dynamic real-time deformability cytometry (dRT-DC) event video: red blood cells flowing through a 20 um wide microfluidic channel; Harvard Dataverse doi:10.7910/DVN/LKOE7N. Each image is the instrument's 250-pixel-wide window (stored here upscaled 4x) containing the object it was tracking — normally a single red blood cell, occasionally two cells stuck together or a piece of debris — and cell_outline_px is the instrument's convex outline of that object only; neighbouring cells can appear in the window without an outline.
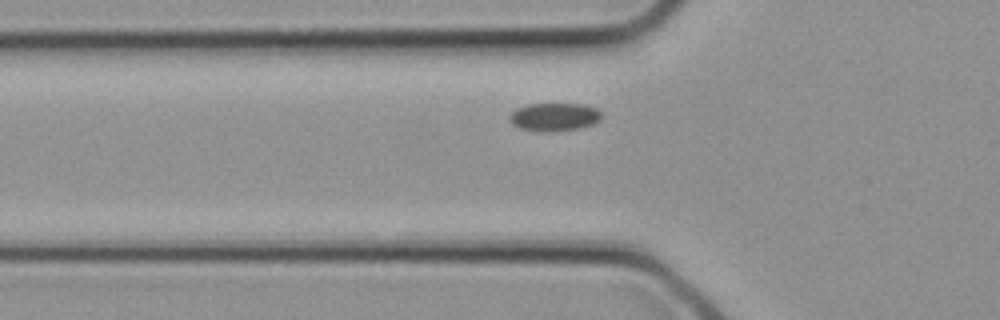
{"species": "common noctule bat (a hibernating species)", "species_latin": "Nyctalus noctula", "temperature_condition": "cold", "stored_images_in_passage": 3, "camera_frame_rate_fps": 3000, "um_per_image_px": 0.085, "animal": {"sex": "female", "body_mass_g": 21.9}, "frame": {"image": 1, "passage_image": 3, "time_ms": 0.667, "image_size_px": [1000, 320], "cell_outline_px": [[600, 120], [592, 124], [580, 128], [552, 132], [540, 132], [520, 128], [512, 124], [508, 120], [508, 116], [516, 108], [528, 104], [584, 104], [596, 108], [600, 112]], "centroid_in_image_um": [47.07, 9.94], "position_along_channel_um": 78.7, "area_um2": 15.2}}